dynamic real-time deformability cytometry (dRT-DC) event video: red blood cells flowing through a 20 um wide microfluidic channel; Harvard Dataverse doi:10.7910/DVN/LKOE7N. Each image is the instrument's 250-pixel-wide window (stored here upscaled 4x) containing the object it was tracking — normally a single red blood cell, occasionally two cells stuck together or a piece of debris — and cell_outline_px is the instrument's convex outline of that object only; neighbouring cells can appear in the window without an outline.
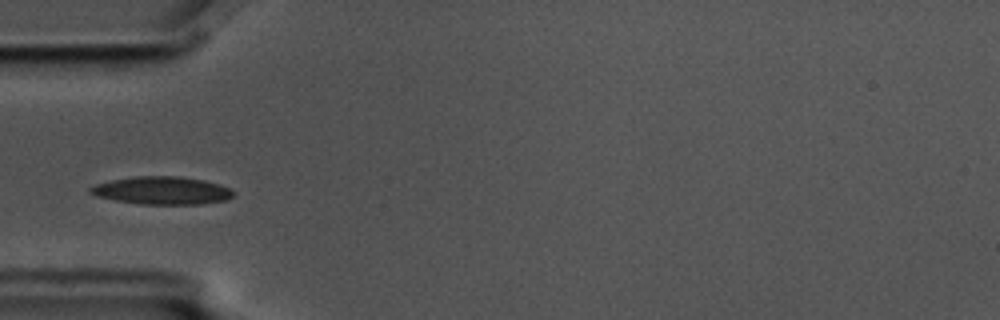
{"species": "common noctule bat (a hibernating species)", "species_latin": "Nyctalus noctula", "temperature_condition": "cold", "stored_images_in_passage": 7, "camera_frame_rate_fps": 3000, "um_per_image_px": 0.085, "animal": {"sex": "male", "body_mass_g": 17.5, "forearm_length_mm": 52.3}, "frame": {"image": 1, "passage_image": 3, "time_ms": 0.667, "image_size_px": [1000, 320], "cell_outline_px": [[232, 196], [228, 200], [204, 204], [140, 204], [116, 200], [96, 196], [88, 192], [88, 188], [96, 184], [112, 180], [132, 176], [180, 176], [204, 180], [220, 184], [232, 188]], "centroid_in_image_um": [13.79, 16.19], "position_along_channel_um": 71.2, "area_um2": 23.35}}